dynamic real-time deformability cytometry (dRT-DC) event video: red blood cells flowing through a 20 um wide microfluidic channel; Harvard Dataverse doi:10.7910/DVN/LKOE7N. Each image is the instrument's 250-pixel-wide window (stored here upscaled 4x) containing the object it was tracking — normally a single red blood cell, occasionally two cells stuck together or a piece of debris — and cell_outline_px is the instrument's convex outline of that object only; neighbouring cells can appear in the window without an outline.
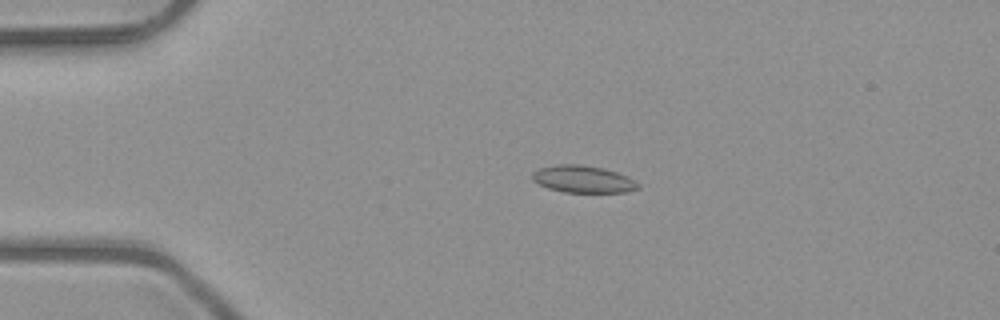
{"species": "common noctule bat (a hibernating species)", "species_latin": "Nyctalus noctula", "temperature_condition": "room temperature", "stored_images_in_passage": 51, "camera_frame_rate_fps": 3000, "um_per_image_px": 0.085, "animal": {"sex": "male", "body_mass_g": 23.1, "forearm_length_mm": 52.7}, "frame": {"image": 1, "passage_image": 11, "time_ms": 3.333, "image_size_px": [1000, 320], "cell_outline_px": [[640, 188], [624, 192], [564, 192], [548, 188], [532, 180], [532, 172], [540, 168], [556, 164], [580, 164], [604, 168], [628, 176], [640, 184]], "centroid_in_image_um": [49.57, 15.22], "position_along_channel_um": 35.4, "area_um2": 16.76}}
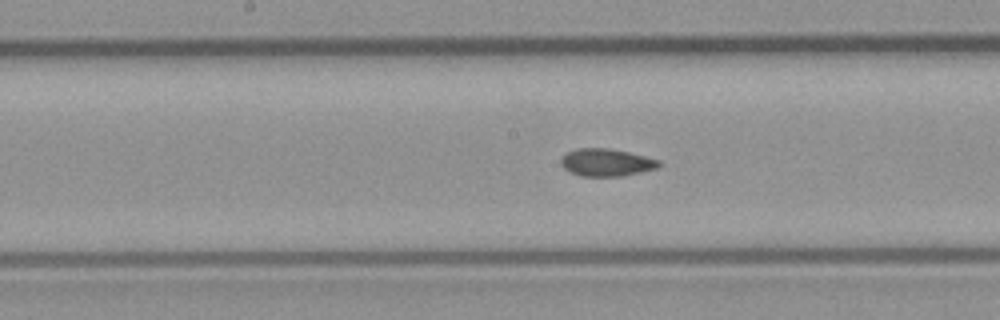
{"frame": {"image": 2, "passage_image": 26, "time_ms": 8.333, "image_size_px": [1000, 320], "cell_outline_px": [[660, 164], [656, 168], [640, 172], [620, 176], [580, 176], [564, 168], [560, 164], [560, 160], [568, 152], [576, 148], [608, 148], [628, 152], [660, 160]], "centroid_in_image_um": [51.52, 13.8], "position_along_channel_um": 196.7, "area_um2": 15.49}}
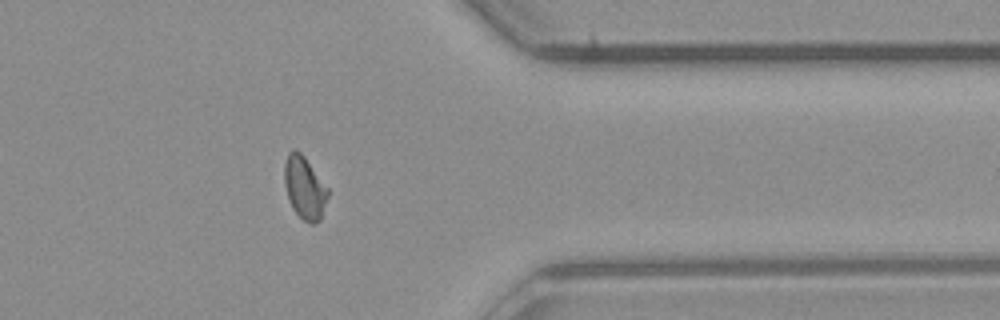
{"frame": {"image": 3, "passage_image": 41, "time_ms": 13.333, "image_size_px": [1000, 320], "cell_outline_px": [[328, 196], [320, 220], [312, 224], [304, 220], [292, 208], [288, 200], [284, 184], [284, 164], [288, 152], [292, 148], [296, 148], [304, 156], [328, 188]], "centroid_in_image_um": [25.86, 15.92], "position_along_channel_um": 385.5, "area_um2": 15.9}, "authors_computed_cell_mechanics": {"area_um2": 15.895, "velocity_mm_per_s": 4.0511, "shape_relaxation_time_tau1_ms": null, "shape_relaxation_time_tau2_ms": 1.4086, "deformation_change_tau1": null, "deformation_change_tau2": 0.065}}